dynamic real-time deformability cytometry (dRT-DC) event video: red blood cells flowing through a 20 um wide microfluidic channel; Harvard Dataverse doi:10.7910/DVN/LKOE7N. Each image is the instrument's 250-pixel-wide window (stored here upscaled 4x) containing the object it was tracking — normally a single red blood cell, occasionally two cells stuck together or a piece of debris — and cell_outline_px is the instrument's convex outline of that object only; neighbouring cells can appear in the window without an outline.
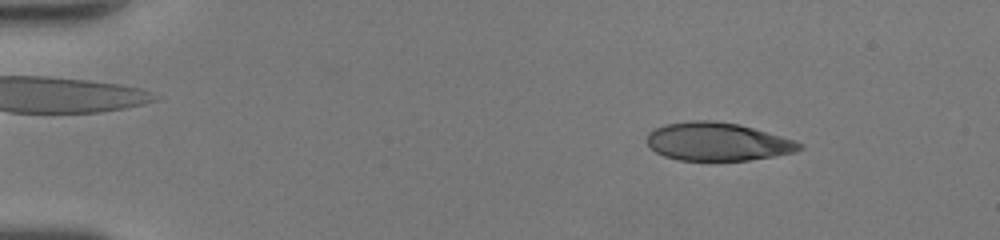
{"species": "human", "species_latin": "Homo sapiens", "temperature_condition": "room temperature", "stored_images_in_passage": 49, "camera_frame_rate_fps": 3000, "um_per_image_px": 0.085, "donor": {"sex": "female"}, "frame": {"image": 1, "passage_image": 8, "time_ms": 2.333, "image_size_px": [1000, 240], "cell_outline_px": [[804, 148], [792, 152], [772, 156], [748, 160], [676, 160], [664, 156], [656, 152], [644, 140], [648, 132], [664, 124], [692, 120], [716, 120], [740, 124], [780, 136], [804, 144]], "centroid_in_image_um": [60.93, 12.03], "position_along_channel_um": 24.1, "area_um2": 33.93}}
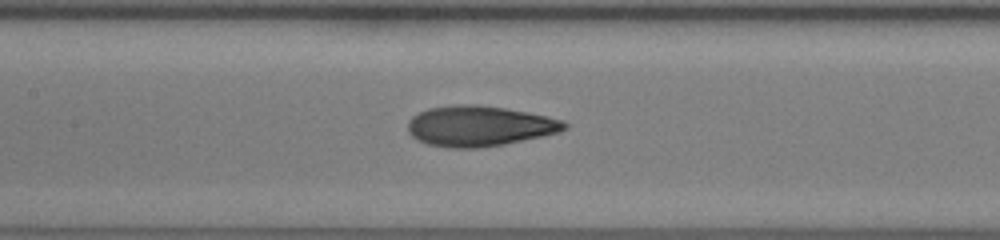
{"frame": {"image": 2, "passage_image": 25, "time_ms": 8.0, "image_size_px": [1000, 240], "cell_outline_px": [[568, 128], [560, 132], [504, 144], [480, 148], [448, 148], [428, 144], [416, 140], [408, 132], [408, 120], [412, 116], [428, 108], [460, 104], [476, 104], [504, 108], [528, 112], [564, 120], [568, 124]], "centroid_in_image_um": [40.74, 10.72], "position_along_channel_um": 166.7, "area_um2": 37.05}}
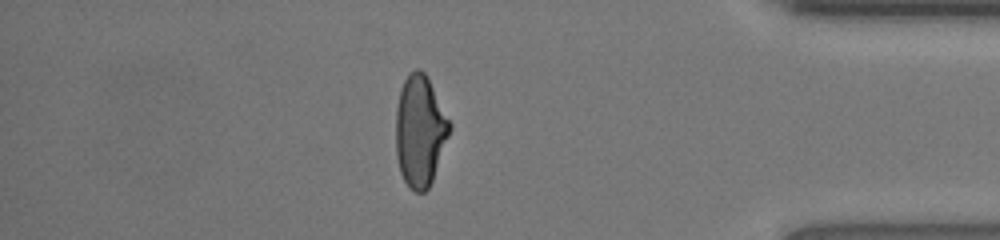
{"frame": {"image": 3, "passage_image": 43, "time_ms": 14.0, "image_size_px": [1000, 240], "cell_outline_px": [[452, 128], [432, 180], [428, 188], [424, 192], [416, 192], [408, 188], [400, 172], [396, 156], [396, 108], [400, 88], [408, 72], [416, 68], [420, 68], [424, 72], [452, 124]], "centroid_in_image_um": [35.68, 11.13], "position_along_channel_um": 399.5, "area_um2": 34.97}, "authors_computed_cell_mechanics": {"area_um2": 35.1424, "velocity_mm_per_s": 4.368, "shape_relaxation_time_tau1_ms": 6.3295, "shape_relaxation_time_tau2_ms": 1.215, "deformation_change_tau1": 0.2449, "deformation_change_tau2": 0.0845}}